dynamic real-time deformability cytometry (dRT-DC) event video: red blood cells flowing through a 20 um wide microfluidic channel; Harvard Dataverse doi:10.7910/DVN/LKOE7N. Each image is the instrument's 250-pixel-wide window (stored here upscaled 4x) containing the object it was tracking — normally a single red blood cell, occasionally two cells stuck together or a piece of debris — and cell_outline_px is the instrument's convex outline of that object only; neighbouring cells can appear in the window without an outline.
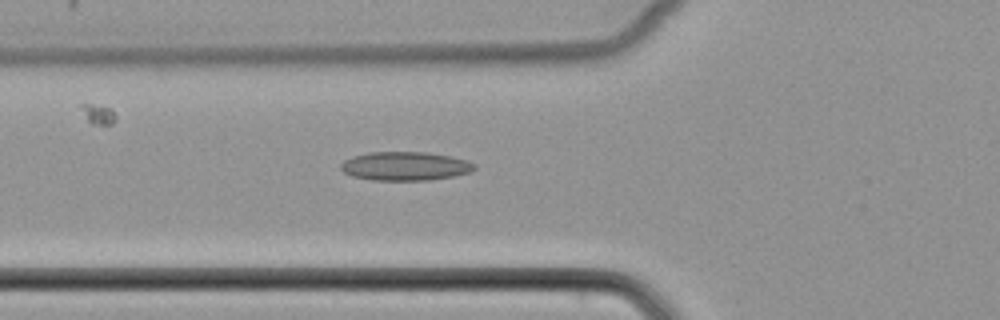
{"species": "common noctule bat (a hibernating species)", "species_latin": "Nyctalus noctula", "temperature_condition": "cold", "stored_images_in_passage": 37, "camera_frame_rate_fps": 3000, "um_per_image_px": 0.085, "animal": {"sex": "female", "body_mass_g": 22.7, "forearm_length_mm": 54.2}, "frame": {"image": 1, "passage_image": 5, "time_ms": 1.333, "image_size_px": [1000, 320], "cell_outline_px": [[476, 168], [472, 172], [452, 176], [428, 180], [372, 180], [352, 176], [344, 172], [340, 168], [340, 164], [344, 160], [352, 156], [368, 152], [428, 152], [468, 160], [476, 164]], "centroid_in_image_um": [34.44, 14.11], "position_along_channel_um": 91.4, "area_um2": 22.48}}
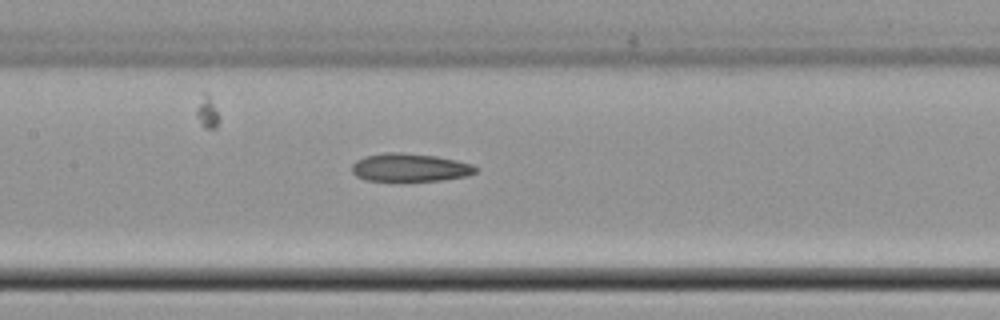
{"frame": {"image": 2, "passage_image": 11, "time_ms": 3.333, "image_size_px": [1000, 320], "cell_outline_px": [[480, 168], [476, 172], [468, 176], [444, 180], [364, 180], [356, 176], [352, 172], [352, 164], [356, 160], [364, 156], [388, 152], [400, 152], [436, 156], [456, 160], [472, 164]], "centroid_in_image_um": [34.86, 14.23], "position_along_channel_um": 172.5, "area_um2": 20.29}}
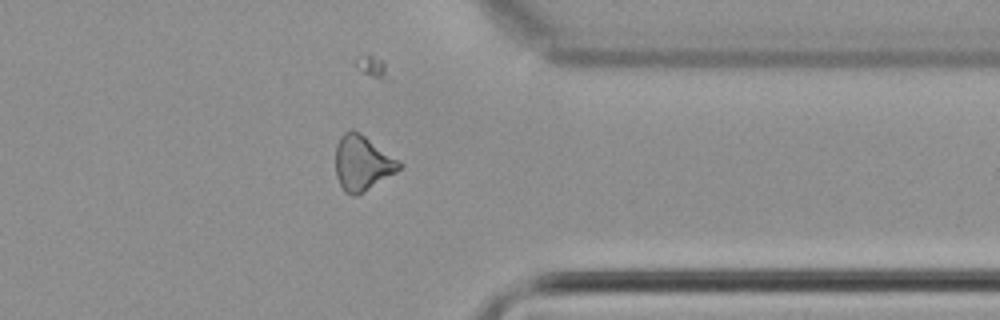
{"frame": {"image": 3, "passage_image": 27, "time_ms": 8.667, "image_size_px": [1000, 320], "cell_outline_px": [[404, 164], [396, 172], [364, 192], [356, 196], [352, 196], [344, 192], [336, 176], [336, 144], [340, 136], [344, 132], [352, 128], [360, 132], [400, 160]], "centroid_in_image_um": [30.8, 13.84], "position_along_channel_um": 380.6, "area_um2": 20.69}}